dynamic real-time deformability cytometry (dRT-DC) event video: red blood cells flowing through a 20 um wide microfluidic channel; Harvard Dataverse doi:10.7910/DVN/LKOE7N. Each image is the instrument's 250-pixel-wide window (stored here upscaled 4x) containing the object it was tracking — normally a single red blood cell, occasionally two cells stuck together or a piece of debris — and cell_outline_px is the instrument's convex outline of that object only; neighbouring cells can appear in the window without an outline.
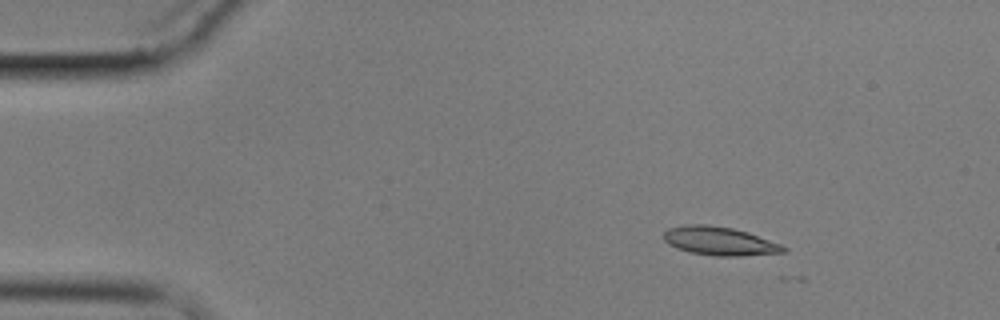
{"species": "common noctule bat (a hibernating species)", "species_latin": "Nyctalus noctula", "temperature_condition": "cold", "stored_images_in_passage": 6, "camera_frame_rate_fps": 3000, "um_per_image_px": 0.085, "animal": {"sex": "male", "body_mass_g": 17.9}, "frame": {"image": 1, "passage_image": 2, "time_ms": 2.0, "image_size_px": [1000, 320], "cell_outline_px": [[788, 252], [740, 256], [712, 256], [688, 252], [676, 248], [668, 244], [664, 240], [664, 232], [668, 228], [688, 224], [708, 224], [732, 228], [748, 232], [780, 244], [788, 248]], "centroid_in_image_um": [61.16, 20.5], "position_along_channel_um": 23.8, "area_um2": 20.11}}